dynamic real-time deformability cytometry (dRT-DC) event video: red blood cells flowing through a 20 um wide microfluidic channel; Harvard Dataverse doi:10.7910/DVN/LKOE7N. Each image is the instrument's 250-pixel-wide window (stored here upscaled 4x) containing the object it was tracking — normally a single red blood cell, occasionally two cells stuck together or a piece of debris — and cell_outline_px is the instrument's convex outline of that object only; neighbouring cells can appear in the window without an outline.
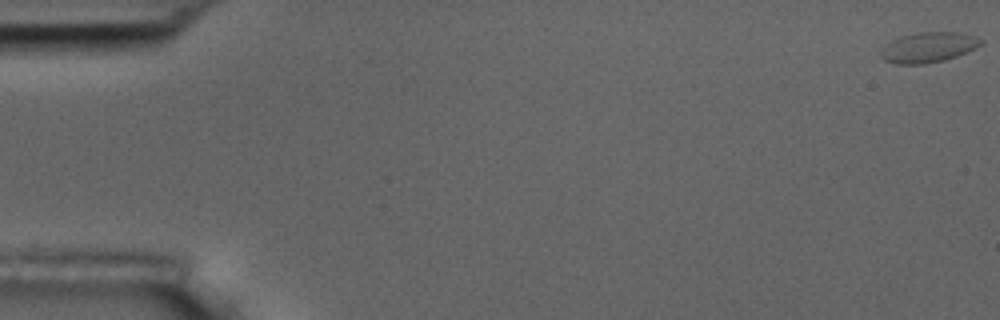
{"species": "common noctule bat (a hibernating species)", "species_latin": "Nyctalus noctula", "temperature_condition": "room temperature", "stored_images_in_passage": 4, "camera_frame_rate_fps": 3000, "um_per_image_px": 0.085, "animal": {"sex": "male", "body_mass_g": 17.5, "forearm_length_mm": 52.3}, "frame": {"image": 1, "passage_image": 1, "time_ms": 0.0, "image_size_px": [1000, 320], "cell_outline_px": [[984, 40], [976, 48], [956, 56], [944, 60], [924, 64], [896, 64], [884, 60], [880, 56], [880, 52], [892, 40], [904, 36], [920, 32], [956, 32], [972, 36]], "centroid_in_image_um": [78.91, 4.04], "position_along_channel_um": 6.1, "area_um2": 17.28}}